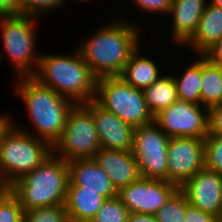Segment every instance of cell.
<instances>
[{"instance_id": "obj_1", "label": "cell", "mask_w": 222, "mask_h": 222, "mask_svg": "<svg viewBox=\"0 0 222 222\" xmlns=\"http://www.w3.org/2000/svg\"><path fill=\"white\" fill-rule=\"evenodd\" d=\"M109 21L77 46L97 79L120 76L131 55L141 47L142 31L135 23L121 19Z\"/></svg>"}, {"instance_id": "obj_2", "label": "cell", "mask_w": 222, "mask_h": 222, "mask_svg": "<svg viewBox=\"0 0 222 222\" xmlns=\"http://www.w3.org/2000/svg\"><path fill=\"white\" fill-rule=\"evenodd\" d=\"M15 78L18 81L13 94L24 101L37 133L21 128L18 123L15 126L53 147L61 138L67 116L76 104L53 89L39 84L31 76Z\"/></svg>"}, {"instance_id": "obj_3", "label": "cell", "mask_w": 222, "mask_h": 222, "mask_svg": "<svg viewBox=\"0 0 222 222\" xmlns=\"http://www.w3.org/2000/svg\"><path fill=\"white\" fill-rule=\"evenodd\" d=\"M71 53L40 54L38 66L31 77L75 104L94 101L97 78L78 48Z\"/></svg>"}, {"instance_id": "obj_4", "label": "cell", "mask_w": 222, "mask_h": 222, "mask_svg": "<svg viewBox=\"0 0 222 222\" xmlns=\"http://www.w3.org/2000/svg\"><path fill=\"white\" fill-rule=\"evenodd\" d=\"M69 182L68 163L54 152L35 170L10 186L23 211L65 205Z\"/></svg>"}, {"instance_id": "obj_5", "label": "cell", "mask_w": 222, "mask_h": 222, "mask_svg": "<svg viewBox=\"0 0 222 222\" xmlns=\"http://www.w3.org/2000/svg\"><path fill=\"white\" fill-rule=\"evenodd\" d=\"M52 153L53 147L49 143L13 124L1 142L0 174L10 187L35 170Z\"/></svg>"}, {"instance_id": "obj_6", "label": "cell", "mask_w": 222, "mask_h": 222, "mask_svg": "<svg viewBox=\"0 0 222 222\" xmlns=\"http://www.w3.org/2000/svg\"><path fill=\"white\" fill-rule=\"evenodd\" d=\"M94 101L133 127L154 122L143 90L132 87L119 76L98 78Z\"/></svg>"}, {"instance_id": "obj_7", "label": "cell", "mask_w": 222, "mask_h": 222, "mask_svg": "<svg viewBox=\"0 0 222 222\" xmlns=\"http://www.w3.org/2000/svg\"><path fill=\"white\" fill-rule=\"evenodd\" d=\"M37 18L16 15L0 18L3 49L13 64L17 77L32 76L38 66L40 54L36 52L35 21Z\"/></svg>"}, {"instance_id": "obj_8", "label": "cell", "mask_w": 222, "mask_h": 222, "mask_svg": "<svg viewBox=\"0 0 222 222\" xmlns=\"http://www.w3.org/2000/svg\"><path fill=\"white\" fill-rule=\"evenodd\" d=\"M100 149L92 114L82 104H76L67 116L63 134L53 146V152L69 162L93 158Z\"/></svg>"}, {"instance_id": "obj_9", "label": "cell", "mask_w": 222, "mask_h": 222, "mask_svg": "<svg viewBox=\"0 0 222 222\" xmlns=\"http://www.w3.org/2000/svg\"><path fill=\"white\" fill-rule=\"evenodd\" d=\"M169 140L170 137L155 122L135 127L131 151L140 177L167 181Z\"/></svg>"}, {"instance_id": "obj_10", "label": "cell", "mask_w": 222, "mask_h": 222, "mask_svg": "<svg viewBox=\"0 0 222 222\" xmlns=\"http://www.w3.org/2000/svg\"><path fill=\"white\" fill-rule=\"evenodd\" d=\"M208 121V108L179 99L154 116V122L168 137L205 139Z\"/></svg>"}, {"instance_id": "obj_11", "label": "cell", "mask_w": 222, "mask_h": 222, "mask_svg": "<svg viewBox=\"0 0 222 222\" xmlns=\"http://www.w3.org/2000/svg\"><path fill=\"white\" fill-rule=\"evenodd\" d=\"M179 188L169 181L139 177L120 188L117 197L129 213L155 215Z\"/></svg>"}, {"instance_id": "obj_12", "label": "cell", "mask_w": 222, "mask_h": 222, "mask_svg": "<svg viewBox=\"0 0 222 222\" xmlns=\"http://www.w3.org/2000/svg\"><path fill=\"white\" fill-rule=\"evenodd\" d=\"M167 181L180 188L190 177L205 168L204 139L170 137Z\"/></svg>"}, {"instance_id": "obj_13", "label": "cell", "mask_w": 222, "mask_h": 222, "mask_svg": "<svg viewBox=\"0 0 222 222\" xmlns=\"http://www.w3.org/2000/svg\"><path fill=\"white\" fill-rule=\"evenodd\" d=\"M190 205L222 220V175L204 168L180 188Z\"/></svg>"}, {"instance_id": "obj_14", "label": "cell", "mask_w": 222, "mask_h": 222, "mask_svg": "<svg viewBox=\"0 0 222 222\" xmlns=\"http://www.w3.org/2000/svg\"><path fill=\"white\" fill-rule=\"evenodd\" d=\"M95 122L100 147L108 150H132L135 127L100 107L95 101L82 104Z\"/></svg>"}, {"instance_id": "obj_15", "label": "cell", "mask_w": 222, "mask_h": 222, "mask_svg": "<svg viewBox=\"0 0 222 222\" xmlns=\"http://www.w3.org/2000/svg\"><path fill=\"white\" fill-rule=\"evenodd\" d=\"M68 163V186H83V190L96 191L105 199L117 196V190L94 158L76 159Z\"/></svg>"}, {"instance_id": "obj_16", "label": "cell", "mask_w": 222, "mask_h": 222, "mask_svg": "<svg viewBox=\"0 0 222 222\" xmlns=\"http://www.w3.org/2000/svg\"><path fill=\"white\" fill-rule=\"evenodd\" d=\"M93 158L107 174L117 191L140 177L137 161L131 150L101 148Z\"/></svg>"}, {"instance_id": "obj_17", "label": "cell", "mask_w": 222, "mask_h": 222, "mask_svg": "<svg viewBox=\"0 0 222 222\" xmlns=\"http://www.w3.org/2000/svg\"><path fill=\"white\" fill-rule=\"evenodd\" d=\"M207 0H172L169 14L172 15V38L180 46L193 37L197 31Z\"/></svg>"}, {"instance_id": "obj_18", "label": "cell", "mask_w": 222, "mask_h": 222, "mask_svg": "<svg viewBox=\"0 0 222 222\" xmlns=\"http://www.w3.org/2000/svg\"><path fill=\"white\" fill-rule=\"evenodd\" d=\"M222 38V7L207 2L199 20L197 31L186 43L194 53L202 55L209 47Z\"/></svg>"}, {"instance_id": "obj_19", "label": "cell", "mask_w": 222, "mask_h": 222, "mask_svg": "<svg viewBox=\"0 0 222 222\" xmlns=\"http://www.w3.org/2000/svg\"><path fill=\"white\" fill-rule=\"evenodd\" d=\"M106 199L83 186H67L65 208L70 222H90Z\"/></svg>"}, {"instance_id": "obj_20", "label": "cell", "mask_w": 222, "mask_h": 222, "mask_svg": "<svg viewBox=\"0 0 222 222\" xmlns=\"http://www.w3.org/2000/svg\"><path fill=\"white\" fill-rule=\"evenodd\" d=\"M140 47L131 55L119 77L137 89L144 90L157 81L162 74L159 66L152 59L139 53Z\"/></svg>"}, {"instance_id": "obj_21", "label": "cell", "mask_w": 222, "mask_h": 222, "mask_svg": "<svg viewBox=\"0 0 222 222\" xmlns=\"http://www.w3.org/2000/svg\"><path fill=\"white\" fill-rule=\"evenodd\" d=\"M143 92L148 109L153 116L178 100L175 80L171 74L162 75Z\"/></svg>"}, {"instance_id": "obj_22", "label": "cell", "mask_w": 222, "mask_h": 222, "mask_svg": "<svg viewBox=\"0 0 222 222\" xmlns=\"http://www.w3.org/2000/svg\"><path fill=\"white\" fill-rule=\"evenodd\" d=\"M201 105L210 108L222 103V66L201 55Z\"/></svg>"}, {"instance_id": "obj_23", "label": "cell", "mask_w": 222, "mask_h": 222, "mask_svg": "<svg viewBox=\"0 0 222 222\" xmlns=\"http://www.w3.org/2000/svg\"><path fill=\"white\" fill-rule=\"evenodd\" d=\"M197 61L190 62L191 65L186 66V70L182 73V76L176 77L173 75L176 84V90L178 93V99L186 102H191L197 105H201V55H199Z\"/></svg>"}, {"instance_id": "obj_24", "label": "cell", "mask_w": 222, "mask_h": 222, "mask_svg": "<svg viewBox=\"0 0 222 222\" xmlns=\"http://www.w3.org/2000/svg\"><path fill=\"white\" fill-rule=\"evenodd\" d=\"M189 205L186 195L178 189L156 212L158 222H184Z\"/></svg>"}, {"instance_id": "obj_25", "label": "cell", "mask_w": 222, "mask_h": 222, "mask_svg": "<svg viewBox=\"0 0 222 222\" xmlns=\"http://www.w3.org/2000/svg\"><path fill=\"white\" fill-rule=\"evenodd\" d=\"M23 222H70V220L65 205H55L25 211Z\"/></svg>"}, {"instance_id": "obj_26", "label": "cell", "mask_w": 222, "mask_h": 222, "mask_svg": "<svg viewBox=\"0 0 222 222\" xmlns=\"http://www.w3.org/2000/svg\"><path fill=\"white\" fill-rule=\"evenodd\" d=\"M129 211L116 196L106 199L90 222H127Z\"/></svg>"}, {"instance_id": "obj_27", "label": "cell", "mask_w": 222, "mask_h": 222, "mask_svg": "<svg viewBox=\"0 0 222 222\" xmlns=\"http://www.w3.org/2000/svg\"><path fill=\"white\" fill-rule=\"evenodd\" d=\"M205 144V168L222 175V135L207 136Z\"/></svg>"}, {"instance_id": "obj_28", "label": "cell", "mask_w": 222, "mask_h": 222, "mask_svg": "<svg viewBox=\"0 0 222 222\" xmlns=\"http://www.w3.org/2000/svg\"><path fill=\"white\" fill-rule=\"evenodd\" d=\"M16 5L19 14L34 18L47 15L46 13L61 7L57 0H16Z\"/></svg>"}, {"instance_id": "obj_29", "label": "cell", "mask_w": 222, "mask_h": 222, "mask_svg": "<svg viewBox=\"0 0 222 222\" xmlns=\"http://www.w3.org/2000/svg\"><path fill=\"white\" fill-rule=\"evenodd\" d=\"M23 214L18 199L8 191L0 199V222H23Z\"/></svg>"}, {"instance_id": "obj_30", "label": "cell", "mask_w": 222, "mask_h": 222, "mask_svg": "<svg viewBox=\"0 0 222 222\" xmlns=\"http://www.w3.org/2000/svg\"><path fill=\"white\" fill-rule=\"evenodd\" d=\"M136 7L140 8L141 12L148 13H165L169 12L172 0H132Z\"/></svg>"}, {"instance_id": "obj_31", "label": "cell", "mask_w": 222, "mask_h": 222, "mask_svg": "<svg viewBox=\"0 0 222 222\" xmlns=\"http://www.w3.org/2000/svg\"><path fill=\"white\" fill-rule=\"evenodd\" d=\"M208 135H222V103L208 109Z\"/></svg>"}, {"instance_id": "obj_32", "label": "cell", "mask_w": 222, "mask_h": 222, "mask_svg": "<svg viewBox=\"0 0 222 222\" xmlns=\"http://www.w3.org/2000/svg\"><path fill=\"white\" fill-rule=\"evenodd\" d=\"M184 222H221V219L189 204Z\"/></svg>"}, {"instance_id": "obj_33", "label": "cell", "mask_w": 222, "mask_h": 222, "mask_svg": "<svg viewBox=\"0 0 222 222\" xmlns=\"http://www.w3.org/2000/svg\"><path fill=\"white\" fill-rule=\"evenodd\" d=\"M202 56L211 63L222 66V38L209 47Z\"/></svg>"}, {"instance_id": "obj_34", "label": "cell", "mask_w": 222, "mask_h": 222, "mask_svg": "<svg viewBox=\"0 0 222 222\" xmlns=\"http://www.w3.org/2000/svg\"><path fill=\"white\" fill-rule=\"evenodd\" d=\"M19 15L16 0H0V18Z\"/></svg>"}, {"instance_id": "obj_35", "label": "cell", "mask_w": 222, "mask_h": 222, "mask_svg": "<svg viewBox=\"0 0 222 222\" xmlns=\"http://www.w3.org/2000/svg\"><path fill=\"white\" fill-rule=\"evenodd\" d=\"M127 222H158L155 215L129 213Z\"/></svg>"}, {"instance_id": "obj_36", "label": "cell", "mask_w": 222, "mask_h": 222, "mask_svg": "<svg viewBox=\"0 0 222 222\" xmlns=\"http://www.w3.org/2000/svg\"><path fill=\"white\" fill-rule=\"evenodd\" d=\"M9 118L10 117L7 115L0 116V146H1V142L5 133L13 124H15L14 122H12L13 120Z\"/></svg>"}, {"instance_id": "obj_37", "label": "cell", "mask_w": 222, "mask_h": 222, "mask_svg": "<svg viewBox=\"0 0 222 222\" xmlns=\"http://www.w3.org/2000/svg\"><path fill=\"white\" fill-rule=\"evenodd\" d=\"M10 191V187L5 182L4 178L0 174V199Z\"/></svg>"}, {"instance_id": "obj_38", "label": "cell", "mask_w": 222, "mask_h": 222, "mask_svg": "<svg viewBox=\"0 0 222 222\" xmlns=\"http://www.w3.org/2000/svg\"><path fill=\"white\" fill-rule=\"evenodd\" d=\"M209 3L222 7V0H211Z\"/></svg>"}, {"instance_id": "obj_39", "label": "cell", "mask_w": 222, "mask_h": 222, "mask_svg": "<svg viewBox=\"0 0 222 222\" xmlns=\"http://www.w3.org/2000/svg\"><path fill=\"white\" fill-rule=\"evenodd\" d=\"M60 6H64L67 0H57Z\"/></svg>"}]
</instances>
